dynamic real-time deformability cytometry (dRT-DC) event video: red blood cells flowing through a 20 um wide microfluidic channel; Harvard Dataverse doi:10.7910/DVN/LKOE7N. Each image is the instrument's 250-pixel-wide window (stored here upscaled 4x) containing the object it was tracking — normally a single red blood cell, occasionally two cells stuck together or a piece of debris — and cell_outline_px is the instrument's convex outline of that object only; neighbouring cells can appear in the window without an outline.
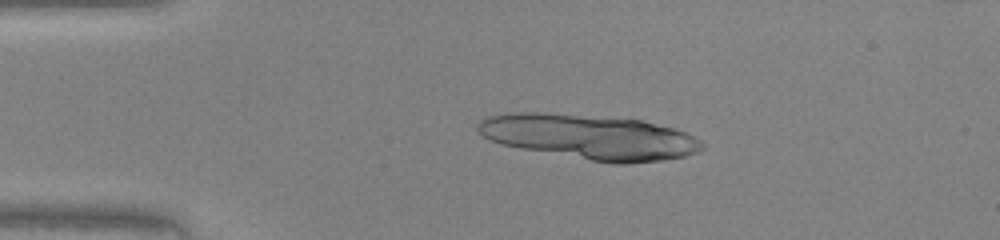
{"species": "human", "species_latin": "Homo sapiens", "temperature_condition": "warm", "stored_images_in_passage": 15, "camera_frame_rate_fps": 3000, "um_per_image_px": 0.085, "donor": {"sex": "female"}, "frame": {"image": 1, "passage_image": 9, "time_ms": 2.667, "image_size_px": [1000, 240], "cell_outline_px": [[704, 148], [696, 152], [684, 156], [664, 160], [628, 164], [612, 164], [500, 144], [484, 136], [476, 128], [476, 124], [480, 120], [488, 116], [512, 112], [536, 112], [640, 120], [672, 128], [684, 132], [700, 140], [704, 144]], "centroid_in_image_um": [50.11, 11.65], "position_along_channel_um": 34.9, "area_um2": 57.92}}